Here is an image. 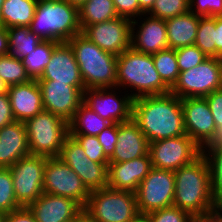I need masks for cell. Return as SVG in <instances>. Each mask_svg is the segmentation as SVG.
I'll list each match as a JSON object with an SVG mask.
<instances>
[{
    "label": "cell",
    "instance_id": "obj_1",
    "mask_svg": "<svg viewBox=\"0 0 222 222\" xmlns=\"http://www.w3.org/2000/svg\"><path fill=\"white\" fill-rule=\"evenodd\" d=\"M132 119L148 143L186 134L180 98L171 92L134 99Z\"/></svg>",
    "mask_w": 222,
    "mask_h": 222
},
{
    "label": "cell",
    "instance_id": "obj_2",
    "mask_svg": "<svg viewBox=\"0 0 222 222\" xmlns=\"http://www.w3.org/2000/svg\"><path fill=\"white\" fill-rule=\"evenodd\" d=\"M173 206L193 218H206L221 212L213 198L208 161L200 156L193 163L174 171Z\"/></svg>",
    "mask_w": 222,
    "mask_h": 222
},
{
    "label": "cell",
    "instance_id": "obj_3",
    "mask_svg": "<svg viewBox=\"0 0 222 222\" xmlns=\"http://www.w3.org/2000/svg\"><path fill=\"white\" fill-rule=\"evenodd\" d=\"M135 89L133 99L170 93V88L158 74L152 55L135 51L132 47L117 56L116 88Z\"/></svg>",
    "mask_w": 222,
    "mask_h": 222
},
{
    "label": "cell",
    "instance_id": "obj_4",
    "mask_svg": "<svg viewBox=\"0 0 222 222\" xmlns=\"http://www.w3.org/2000/svg\"><path fill=\"white\" fill-rule=\"evenodd\" d=\"M67 42L74 51L85 89H117V56L105 52L82 33Z\"/></svg>",
    "mask_w": 222,
    "mask_h": 222
},
{
    "label": "cell",
    "instance_id": "obj_5",
    "mask_svg": "<svg viewBox=\"0 0 222 222\" xmlns=\"http://www.w3.org/2000/svg\"><path fill=\"white\" fill-rule=\"evenodd\" d=\"M30 29L42 40L67 42L82 32L78 6L66 0H39Z\"/></svg>",
    "mask_w": 222,
    "mask_h": 222
},
{
    "label": "cell",
    "instance_id": "obj_6",
    "mask_svg": "<svg viewBox=\"0 0 222 222\" xmlns=\"http://www.w3.org/2000/svg\"><path fill=\"white\" fill-rule=\"evenodd\" d=\"M138 214L135 192L109 187L90 191L83 208L87 222H130Z\"/></svg>",
    "mask_w": 222,
    "mask_h": 222
},
{
    "label": "cell",
    "instance_id": "obj_7",
    "mask_svg": "<svg viewBox=\"0 0 222 222\" xmlns=\"http://www.w3.org/2000/svg\"><path fill=\"white\" fill-rule=\"evenodd\" d=\"M31 155L58 157L65 138L69 135L68 123L59 116L43 110L24 122Z\"/></svg>",
    "mask_w": 222,
    "mask_h": 222
},
{
    "label": "cell",
    "instance_id": "obj_8",
    "mask_svg": "<svg viewBox=\"0 0 222 222\" xmlns=\"http://www.w3.org/2000/svg\"><path fill=\"white\" fill-rule=\"evenodd\" d=\"M222 89V58L208 57L194 68L182 71L170 92L181 98L205 97Z\"/></svg>",
    "mask_w": 222,
    "mask_h": 222
},
{
    "label": "cell",
    "instance_id": "obj_9",
    "mask_svg": "<svg viewBox=\"0 0 222 222\" xmlns=\"http://www.w3.org/2000/svg\"><path fill=\"white\" fill-rule=\"evenodd\" d=\"M47 157L28 155L9 167L13 177V189L21 207H28L43 192L44 168Z\"/></svg>",
    "mask_w": 222,
    "mask_h": 222
},
{
    "label": "cell",
    "instance_id": "obj_10",
    "mask_svg": "<svg viewBox=\"0 0 222 222\" xmlns=\"http://www.w3.org/2000/svg\"><path fill=\"white\" fill-rule=\"evenodd\" d=\"M174 183V171L152 167L135 192L139 213L173 206Z\"/></svg>",
    "mask_w": 222,
    "mask_h": 222
},
{
    "label": "cell",
    "instance_id": "obj_11",
    "mask_svg": "<svg viewBox=\"0 0 222 222\" xmlns=\"http://www.w3.org/2000/svg\"><path fill=\"white\" fill-rule=\"evenodd\" d=\"M152 167L176 171L200 157V146L187 134L149 143Z\"/></svg>",
    "mask_w": 222,
    "mask_h": 222
},
{
    "label": "cell",
    "instance_id": "obj_12",
    "mask_svg": "<svg viewBox=\"0 0 222 222\" xmlns=\"http://www.w3.org/2000/svg\"><path fill=\"white\" fill-rule=\"evenodd\" d=\"M43 192L72 198L83 208L87 204L90 191L80 177L59 157L47 158L44 168Z\"/></svg>",
    "mask_w": 222,
    "mask_h": 222
},
{
    "label": "cell",
    "instance_id": "obj_13",
    "mask_svg": "<svg viewBox=\"0 0 222 222\" xmlns=\"http://www.w3.org/2000/svg\"><path fill=\"white\" fill-rule=\"evenodd\" d=\"M78 174L89 191L103 189L108 185V164L90 160L80 144L68 135L58 156Z\"/></svg>",
    "mask_w": 222,
    "mask_h": 222
},
{
    "label": "cell",
    "instance_id": "obj_14",
    "mask_svg": "<svg viewBox=\"0 0 222 222\" xmlns=\"http://www.w3.org/2000/svg\"><path fill=\"white\" fill-rule=\"evenodd\" d=\"M81 33L105 52L118 56L131 48L132 21L118 16L87 26Z\"/></svg>",
    "mask_w": 222,
    "mask_h": 222
},
{
    "label": "cell",
    "instance_id": "obj_15",
    "mask_svg": "<svg viewBox=\"0 0 222 222\" xmlns=\"http://www.w3.org/2000/svg\"><path fill=\"white\" fill-rule=\"evenodd\" d=\"M42 94L44 110L69 123L83 103L85 88H76L54 80H37Z\"/></svg>",
    "mask_w": 222,
    "mask_h": 222
},
{
    "label": "cell",
    "instance_id": "obj_16",
    "mask_svg": "<svg viewBox=\"0 0 222 222\" xmlns=\"http://www.w3.org/2000/svg\"><path fill=\"white\" fill-rule=\"evenodd\" d=\"M111 88L85 89L83 103L97 113L101 118L111 123H122L132 119L133 98L126 94L116 96Z\"/></svg>",
    "mask_w": 222,
    "mask_h": 222
},
{
    "label": "cell",
    "instance_id": "obj_17",
    "mask_svg": "<svg viewBox=\"0 0 222 222\" xmlns=\"http://www.w3.org/2000/svg\"><path fill=\"white\" fill-rule=\"evenodd\" d=\"M36 222H78L83 207L72 198L43 193L28 206Z\"/></svg>",
    "mask_w": 222,
    "mask_h": 222
},
{
    "label": "cell",
    "instance_id": "obj_18",
    "mask_svg": "<svg viewBox=\"0 0 222 222\" xmlns=\"http://www.w3.org/2000/svg\"><path fill=\"white\" fill-rule=\"evenodd\" d=\"M37 80H54L76 88H85L74 51L68 42H59L53 48L49 64Z\"/></svg>",
    "mask_w": 222,
    "mask_h": 222
},
{
    "label": "cell",
    "instance_id": "obj_19",
    "mask_svg": "<svg viewBox=\"0 0 222 222\" xmlns=\"http://www.w3.org/2000/svg\"><path fill=\"white\" fill-rule=\"evenodd\" d=\"M186 134L201 146L215 129V122L205 97L180 99Z\"/></svg>",
    "mask_w": 222,
    "mask_h": 222
},
{
    "label": "cell",
    "instance_id": "obj_20",
    "mask_svg": "<svg viewBox=\"0 0 222 222\" xmlns=\"http://www.w3.org/2000/svg\"><path fill=\"white\" fill-rule=\"evenodd\" d=\"M151 168L149 153L126 162H109L107 187L136 192L140 182L147 176Z\"/></svg>",
    "mask_w": 222,
    "mask_h": 222
},
{
    "label": "cell",
    "instance_id": "obj_21",
    "mask_svg": "<svg viewBox=\"0 0 222 222\" xmlns=\"http://www.w3.org/2000/svg\"><path fill=\"white\" fill-rule=\"evenodd\" d=\"M144 20L140 26L137 24L138 20H132L131 47L135 51L150 55L168 49L165 20L151 16ZM135 25L139 26L137 32L134 31Z\"/></svg>",
    "mask_w": 222,
    "mask_h": 222
},
{
    "label": "cell",
    "instance_id": "obj_22",
    "mask_svg": "<svg viewBox=\"0 0 222 222\" xmlns=\"http://www.w3.org/2000/svg\"><path fill=\"white\" fill-rule=\"evenodd\" d=\"M149 151L147 138L133 120L118 123V136L109 162H126L145 156Z\"/></svg>",
    "mask_w": 222,
    "mask_h": 222
},
{
    "label": "cell",
    "instance_id": "obj_23",
    "mask_svg": "<svg viewBox=\"0 0 222 222\" xmlns=\"http://www.w3.org/2000/svg\"><path fill=\"white\" fill-rule=\"evenodd\" d=\"M7 92L15 121L25 122L44 110L37 79L9 86Z\"/></svg>",
    "mask_w": 222,
    "mask_h": 222
},
{
    "label": "cell",
    "instance_id": "obj_24",
    "mask_svg": "<svg viewBox=\"0 0 222 222\" xmlns=\"http://www.w3.org/2000/svg\"><path fill=\"white\" fill-rule=\"evenodd\" d=\"M30 155L24 122L15 121L0 129V167L9 168Z\"/></svg>",
    "mask_w": 222,
    "mask_h": 222
},
{
    "label": "cell",
    "instance_id": "obj_25",
    "mask_svg": "<svg viewBox=\"0 0 222 222\" xmlns=\"http://www.w3.org/2000/svg\"><path fill=\"white\" fill-rule=\"evenodd\" d=\"M199 21L200 16L191 11L166 19L168 48L177 49L194 45Z\"/></svg>",
    "mask_w": 222,
    "mask_h": 222
},
{
    "label": "cell",
    "instance_id": "obj_26",
    "mask_svg": "<svg viewBox=\"0 0 222 222\" xmlns=\"http://www.w3.org/2000/svg\"><path fill=\"white\" fill-rule=\"evenodd\" d=\"M39 0H4L1 25L5 28L30 27Z\"/></svg>",
    "mask_w": 222,
    "mask_h": 222
},
{
    "label": "cell",
    "instance_id": "obj_27",
    "mask_svg": "<svg viewBox=\"0 0 222 222\" xmlns=\"http://www.w3.org/2000/svg\"><path fill=\"white\" fill-rule=\"evenodd\" d=\"M112 123L101 118L97 113L84 103L75 112L74 117L68 123L69 135L97 136L103 129Z\"/></svg>",
    "mask_w": 222,
    "mask_h": 222
},
{
    "label": "cell",
    "instance_id": "obj_28",
    "mask_svg": "<svg viewBox=\"0 0 222 222\" xmlns=\"http://www.w3.org/2000/svg\"><path fill=\"white\" fill-rule=\"evenodd\" d=\"M78 13L82 31L92 24L118 17L113 0H86L78 7Z\"/></svg>",
    "mask_w": 222,
    "mask_h": 222
},
{
    "label": "cell",
    "instance_id": "obj_29",
    "mask_svg": "<svg viewBox=\"0 0 222 222\" xmlns=\"http://www.w3.org/2000/svg\"><path fill=\"white\" fill-rule=\"evenodd\" d=\"M9 41V54L23 59L35 50L43 40L30 27L13 26L7 28Z\"/></svg>",
    "mask_w": 222,
    "mask_h": 222
},
{
    "label": "cell",
    "instance_id": "obj_30",
    "mask_svg": "<svg viewBox=\"0 0 222 222\" xmlns=\"http://www.w3.org/2000/svg\"><path fill=\"white\" fill-rule=\"evenodd\" d=\"M58 42L43 40L35 50L23 58L24 66L32 79H38L43 74L46 66L49 64L53 48Z\"/></svg>",
    "mask_w": 222,
    "mask_h": 222
},
{
    "label": "cell",
    "instance_id": "obj_31",
    "mask_svg": "<svg viewBox=\"0 0 222 222\" xmlns=\"http://www.w3.org/2000/svg\"><path fill=\"white\" fill-rule=\"evenodd\" d=\"M0 78L8 87L24 84L32 80L24 66L23 60L11 54L0 56Z\"/></svg>",
    "mask_w": 222,
    "mask_h": 222
},
{
    "label": "cell",
    "instance_id": "obj_32",
    "mask_svg": "<svg viewBox=\"0 0 222 222\" xmlns=\"http://www.w3.org/2000/svg\"><path fill=\"white\" fill-rule=\"evenodd\" d=\"M155 68L162 81L171 89L179 77L175 49H166L152 54Z\"/></svg>",
    "mask_w": 222,
    "mask_h": 222
},
{
    "label": "cell",
    "instance_id": "obj_33",
    "mask_svg": "<svg viewBox=\"0 0 222 222\" xmlns=\"http://www.w3.org/2000/svg\"><path fill=\"white\" fill-rule=\"evenodd\" d=\"M216 16L200 17L194 44L207 56L215 57Z\"/></svg>",
    "mask_w": 222,
    "mask_h": 222
},
{
    "label": "cell",
    "instance_id": "obj_34",
    "mask_svg": "<svg viewBox=\"0 0 222 222\" xmlns=\"http://www.w3.org/2000/svg\"><path fill=\"white\" fill-rule=\"evenodd\" d=\"M189 11V0H155L152 8L147 12L151 17L169 19Z\"/></svg>",
    "mask_w": 222,
    "mask_h": 222
},
{
    "label": "cell",
    "instance_id": "obj_35",
    "mask_svg": "<svg viewBox=\"0 0 222 222\" xmlns=\"http://www.w3.org/2000/svg\"><path fill=\"white\" fill-rule=\"evenodd\" d=\"M19 208L21 206L15 197L11 172L9 168L0 167V211L9 213Z\"/></svg>",
    "mask_w": 222,
    "mask_h": 222
},
{
    "label": "cell",
    "instance_id": "obj_36",
    "mask_svg": "<svg viewBox=\"0 0 222 222\" xmlns=\"http://www.w3.org/2000/svg\"><path fill=\"white\" fill-rule=\"evenodd\" d=\"M205 158L210 168L213 198L222 209V150L211 152Z\"/></svg>",
    "mask_w": 222,
    "mask_h": 222
},
{
    "label": "cell",
    "instance_id": "obj_37",
    "mask_svg": "<svg viewBox=\"0 0 222 222\" xmlns=\"http://www.w3.org/2000/svg\"><path fill=\"white\" fill-rule=\"evenodd\" d=\"M179 71L196 67L208 57L194 44L175 49Z\"/></svg>",
    "mask_w": 222,
    "mask_h": 222
},
{
    "label": "cell",
    "instance_id": "obj_38",
    "mask_svg": "<svg viewBox=\"0 0 222 222\" xmlns=\"http://www.w3.org/2000/svg\"><path fill=\"white\" fill-rule=\"evenodd\" d=\"M84 149L87 157L97 163H109V158L104 154L97 136L71 135Z\"/></svg>",
    "mask_w": 222,
    "mask_h": 222
},
{
    "label": "cell",
    "instance_id": "obj_39",
    "mask_svg": "<svg viewBox=\"0 0 222 222\" xmlns=\"http://www.w3.org/2000/svg\"><path fill=\"white\" fill-rule=\"evenodd\" d=\"M150 222H192L194 219L188 212L170 206L147 213Z\"/></svg>",
    "mask_w": 222,
    "mask_h": 222
},
{
    "label": "cell",
    "instance_id": "obj_40",
    "mask_svg": "<svg viewBox=\"0 0 222 222\" xmlns=\"http://www.w3.org/2000/svg\"><path fill=\"white\" fill-rule=\"evenodd\" d=\"M189 11L200 17L222 16V0H189Z\"/></svg>",
    "mask_w": 222,
    "mask_h": 222
},
{
    "label": "cell",
    "instance_id": "obj_41",
    "mask_svg": "<svg viewBox=\"0 0 222 222\" xmlns=\"http://www.w3.org/2000/svg\"><path fill=\"white\" fill-rule=\"evenodd\" d=\"M118 136V123H112L103 129L98 135V141L101 144L104 154L110 158L114 153Z\"/></svg>",
    "mask_w": 222,
    "mask_h": 222
},
{
    "label": "cell",
    "instance_id": "obj_42",
    "mask_svg": "<svg viewBox=\"0 0 222 222\" xmlns=\"http://www.w3.org/2000/svg\"><path fill=\"white\" fill-rule=\"evenodd\" d=\"M116 13L119 17H124L129 20H135V17L146 16L140 9L138 0H113Z\"/></svg>",
    "mask_w": 222,
    "mask_h": 222
},
{
    "label": "cell",
    "instance_id": "obj_43",
    "mask_svg": "<svg viewBox=\"0 0 222 222\" xmlns=\"http://www.w3.org/2000/svg\"><path fill=\"white\" fill-rule=\"evenodd\" d=\"M220 150H222V125H216L212 134L200 146V156L206 157L209 153Z\"/></svg>",
    "mask_w": 222,
    "mask_h": 222
},
{
    "label": "cell",
    "instance_id": "obj_44",
    "mask_svg": "<svg viewBox=\"0 0 222 222\" xmlns=\"http://www.w3.org/2000/svg\"><path fill=\"white\" fill-rule=\"evenodd\" d=\"M209 104L215 125H222V89L215 90L205 96Z\"/></svg>",
    "mask_w": 222,
    "mask_h": 222
},
{
    "label": "cell",
    "instance_id": "obj_45",
    "mask_svg": "<svg viewBox=\"0 0 222 222\" xmlns=\"http://www.w3.org/2000/svg\"><path fill=\"white\" fill-rule=\"evenodd\" d=\"M15 122L11 110L10 98L7 93L0 94V129Z\"/></svg>",
    "mask_w": 222,
    "mask_h": 222
},
{
    "label": "cell",
    "instance_id": "obj_46",
    "mask_svg": "<svg viewBox=\"0 0 222 222\" xmlns=\"http://www.w3.org/2000/svg\"><path fill=\"white\" fill-rule=\"evenodd\" d=\"M4 222H36V219L28 207H21L6 213Z\"/></svg>",
    "mask_w": 222,
    "mask_h": 222
},
{
    "label": "cell",
    "instance_id": "obj_47",
    "mask_svg": "<svg viewBox=\"0 0 222 222\" xmlns=\"http://www.w3.org/2000/svg\"><path fill=\"white\" fill-rule=\"evenodd\" d=\"M215 57L222 58V16H216Z\"/></svg>",
    "mask_w": 222,
    "mask_h": 222
},
{
    "label": "cell",
    "instance_id": "obj_48",
    "mask_svg": "<svg viewBox=\"0 0 222 222\" xmlns=\"http://www.w3.org/2000/svg\"><path fill=\"white\" fill-rule=\"evenodd\" d=\"M9 54V41L7 28L0 25V56Z\"/></svg>",
    "mask_w": 222,
    "mask_h": 222
},
{
    "label": "cell",
    "instance_id": "obj_49",
    "mask_svg": "<svg viewBox=\"0 0 222 222\" xmlns=\"http://www.w3.org/2000/svg\"><path fill=\"white\" fill-rule=\"evenodd\" d=\"M192 222H222V211L206 218H194Z\"/></svg>",
    "mask_w": 222,
    "mask_h": 222
},
{
    "label": "cell",
    "instance_id": "obj_50",
    "mask_svg": "<svg viewBox=\"0 0 222 222\" xmlns=\"http://www.w3.org/2000/svg\"><path fill=\"white\" fill-rule=\"evenodd\" d=\"M155 0H138L140 9L147 14V12L152 8Z\"/></svg>",
    "mask_w": 222,
    "mask_h": 222
},
{
    "label": "cell",
    "instance_id": "obj_51",
    "mask_svg": "<svg viewBox=\"0 0 222 222\" xmlns=\"http://www.w3.org/2000/svg\"><path fill=\"white\" fill-rule=\"evenodd\" d=\"M130 222H150L147 214H138L132 221Z\"/></svg>",
    "mask_w": 222,
    "mask_h": 222
},
{
    "label": "cell",
    "instance_id": "obj_52",
    "mask_svg": "<svg viewBox=\"0 0 222 222\" xmlns=\"http://www.w3.org/2000/svg\"><path fill=\"white\" fill-rule=\"evenodd\" d=\"M8 86L4 83V81L0 78V94L7 93Z\"/></svg>",
    "mask_w": 222,
    "mask_h": 222
},
{
    "label": "cell",
    "instance_id": "obj_53",
    "mask_svg": "<svg viewBox=\"0 0 222 222\" xmlns=\"http://www.w3.org/2000/svg\"><path fill=\"white\" fill-rule=\"evenodd\" d=\"M69 3L75 5V6H80L82 3H84L86 0H66Z\"/></svg>",
    "mask_w": 222,
    "mask_h": 222
},
{
    "label": "cell",
    "instance_id": "obj_54",
    "mask_svg": "<svg viewBox=\"0 0 222 222\" xmlns=\"http://www.w3.org/2000/svg\"><path fill=\"white\" fill-rule=\"evenodd\" d=\"M5 216H6V213H3V212L0 211V222L5 221Z\"/></svg>",
    "mask_w": 222,
    "mask_h": 222
},
{
    "label": "cell",
    "instance_id": "obj_55",
    "mask_svg": "<svg viewBox=\"0 0 222 222\" xmlns=\"http://www.w3.org/2000/svg\"><path fill=\"white\" fill-rule=\"evenodd\" d=\"M4 0H0V25H1V8L3 5Z\"/></svg>",
    "mask_w": 222,
    "mask_h": 222
},
{
    "label": "cell",
    "instance_id": "obj_56",
    "mask_svg": "<svg viewBox=\"0 0 222 222\" xmlns=\"http://www.w3.org/2000/svg\"><path fill=\"white\" fill-rule=\"evenodd\" d=\"M81 222H87L84 218V216L81 218Z\"/></svg>",
    "mask_w": 222,
    "mask_h": 222
}]
</instances>
